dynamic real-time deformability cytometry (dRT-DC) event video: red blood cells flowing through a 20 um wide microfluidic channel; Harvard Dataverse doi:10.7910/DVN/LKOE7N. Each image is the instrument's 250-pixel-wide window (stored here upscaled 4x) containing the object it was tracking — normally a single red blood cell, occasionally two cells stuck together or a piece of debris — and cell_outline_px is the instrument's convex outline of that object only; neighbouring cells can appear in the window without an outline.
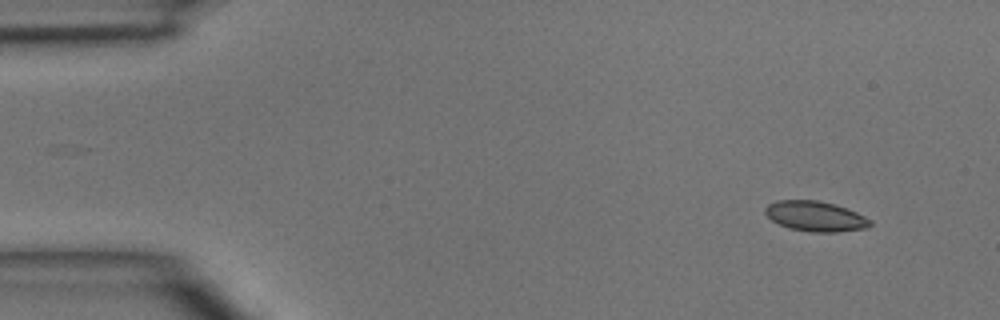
{"species": "common noctule bat (a hibernating species)", "species_latin": "Nyctalus noctula", "temperature_condition": "room temperature", "stored_images_in_passage": 5, "segment_of_instrument_passage": [2, 2], "camera_frame_rate_fps": 3000, "um_per_image_px": 0.085, "animal": {"sex": "male", "body_mass_g": 15.6}, "frame": {"image": 1, "passage_image": 5, "time_ms": 5.333, "image_size_px": [1000, 320], "cell_outline_px": [[872, 224], [868, 228], [836, 232], [812, 232], [788, 228], [772, 220], [764, 212], [764, 208], [768, 204], [776, 200], [816, 200], [832, 204], [856, 212], [872, 220]], "centroid_in_image_um": [69.3, 18.39], "position_along_channel_um": 15.7, "area_um2": 18.38}}